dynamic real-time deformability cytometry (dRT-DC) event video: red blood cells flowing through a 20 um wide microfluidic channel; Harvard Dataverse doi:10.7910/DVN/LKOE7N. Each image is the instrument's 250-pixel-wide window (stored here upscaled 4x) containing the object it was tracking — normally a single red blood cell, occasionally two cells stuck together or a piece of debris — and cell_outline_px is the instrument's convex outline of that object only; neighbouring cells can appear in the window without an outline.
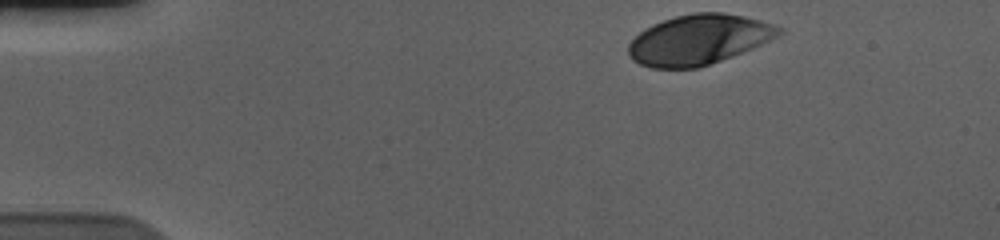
{"species": "human", "species_latin": "Homo sapiens", "temperature_condition": "cold", "stored_images_in_passage": 39, "camera_frame_rate_fps": 3000, "um_per_image_px": 0.085, "donor": {"sex": "male"}, "frame": {"image": 1, "passage_image": 1, "time_ms": 0.0, "image_size_px": [1000, 240], "cell_outline_px": [[784, 32], [752, 48], [732, 56], [696, 68], [652, 68], [640, 64], [632, 60], [628, 56], [628, 44], [644, 28], [652, 24], [676, 16], [696, 12], [720, 12], [744, 16], [776, 24], [784, 28]], "centroid_in_image_um": [59.38, 3.36], "position_along_channel_um": 25.6, "area_um2": 43.7}}
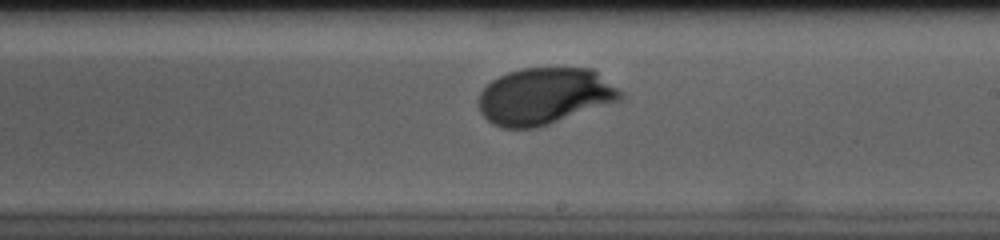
{"frame": {"image": 2, "passage_image": 26, "time_ms": 8.333, "image_size_px": [1000, 240], "cell_outline_px": [[624, 96], [620, 100], [536, 128], [504, 128], [492, 124], [480, 112], [476, 100], [480, 92], [492, 80], [508, 72], [524, 68], [592, 68], [624, 92]], "centroid_in_image_um": [46.26, 8.17], "position_along_channel_um": 242.7, "area_um2": 46.82}}
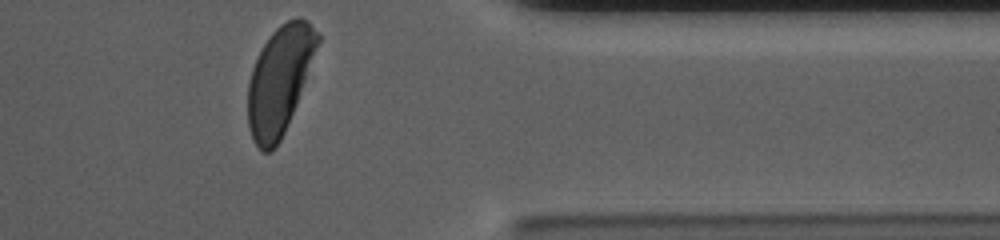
{"frame": {"image": 3, "passage_image": 39, "time_ms": 12.667, "image_size_px": [1000, 240], "cell_outline_px": [[320, 40], [292, 112], [284, 132], [276, 148], [268, 152], [260, 152], [252, 140], [248, 124], [248, 84], [252, 68], [264, 44], [272, 32], [280, 24], [296, 16], [300, 16], [308, 20], [320, 36]], "centroid_in_image_um": [23.74, 6.81], "position_along_channel_um": 387.7, "area_um2": 43.12}, "authors_computed_cell_mechanics": {"area_um2": 46.1822, "velocity_mm_per_s": 3.635, "shape_relaxation_time_tau1_ms": 2.5616, "shape_relaxation_time_tau2_ms": null, "deformation_change_tau1": 0.1437, "deformation_change_tau2": null}}